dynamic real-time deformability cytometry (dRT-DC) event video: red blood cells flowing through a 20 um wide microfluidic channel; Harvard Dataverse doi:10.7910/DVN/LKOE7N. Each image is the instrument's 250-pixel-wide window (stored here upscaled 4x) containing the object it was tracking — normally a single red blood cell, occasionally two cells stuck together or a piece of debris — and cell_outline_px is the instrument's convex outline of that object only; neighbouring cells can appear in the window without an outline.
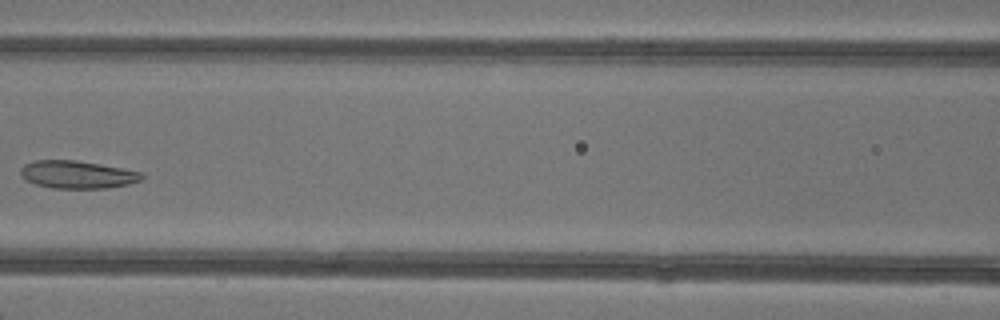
{"species": "common noctule bat (a hibernating species)", "species_latin": "Nyctalus noctula", "temperature_condition": "warm", "stored_images_in_passage": 6, "camera_frame_rate_fps": 3000, "um_per_image_px": 0.085, "animal": {"sex": "female"}, "frame": {"image": 1, "passage_image": 6, "time_ms": 6.333, "image_size_px": [1000, 320], "cell_outline_px": [[144, 176], [140, 180], [128, 184], [108, 188], [52, 188], [36, 184], [24, 180], [20, 172], [20, 168], [24, 164], [32, 160], [76, 160], [144, 172]], "centroid_in_image_um": [6.55, 14.83], "position_along_channel_um": 160.1, "area_um2": 19.65}}